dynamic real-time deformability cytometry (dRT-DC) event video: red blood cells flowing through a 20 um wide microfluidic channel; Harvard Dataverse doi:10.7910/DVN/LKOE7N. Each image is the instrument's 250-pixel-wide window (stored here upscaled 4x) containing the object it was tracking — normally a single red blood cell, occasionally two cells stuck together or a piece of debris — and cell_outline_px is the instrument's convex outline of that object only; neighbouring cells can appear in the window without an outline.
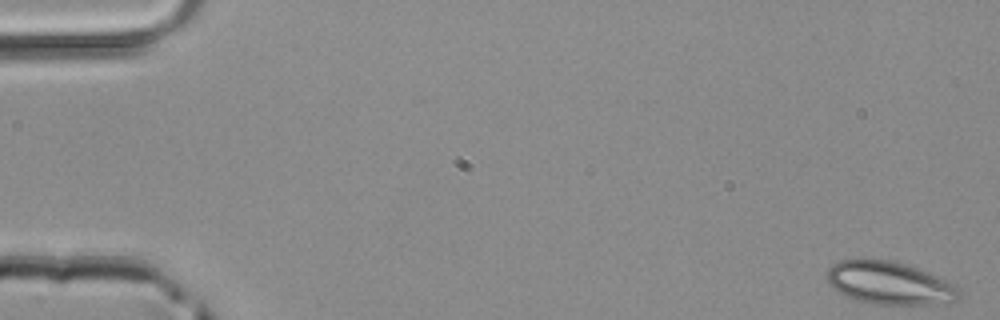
{"species": "common noctule bat (a hibernating species)", "species_latin": "Nyctalus noctula", "temperature_condition": "room temperature", "stored_images_in_passage": 48, "camera_frame_rate_fps": 3000, "um_per_image_px": 0.085, "animal": {"sex": "male", "body_mass_g": 20.4}, "frame": {"image": 1, "passage_image": 1, "time_ms": 0.0, "image_size_px": [1000, 320], "cell_outline_px": [[960, 296], [956, 300], [948, 304], [876, 304], [856, 300], [832, 288], [828, 284], [828, 268], [832, 264], [840, 260], [860, 256], [864, 256], [888, 260], [908, 264], [940, 276], [956, 284], [960, 288]], "centroid_in_image_um": [75.63, 24.02], "position_along_channel_um": 9.4, "area_um2": 33.93}}
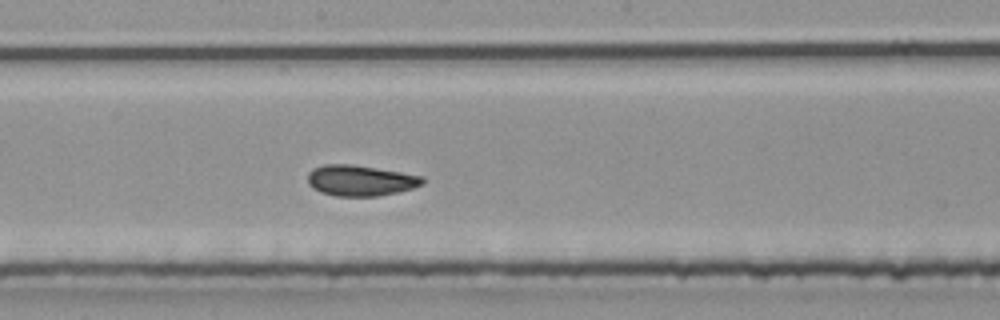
{"frame": {"image": 2, "passage_image": 26, "time_ms": 8.333, "image_size_px": [1000, 320], "cell_outline_px": [[424, 184], [412, 188], [396, 192], [376, 196], [336, 196], [320, 192], [312, 188], [308, 184], [308, 172], [312, 168], [324, 164], [352, 164], [424, 176]], "centroid_in_image_um": [30.6, 15.34], "position_along_channel_um": 217.6, "area_um2": 20.63}}
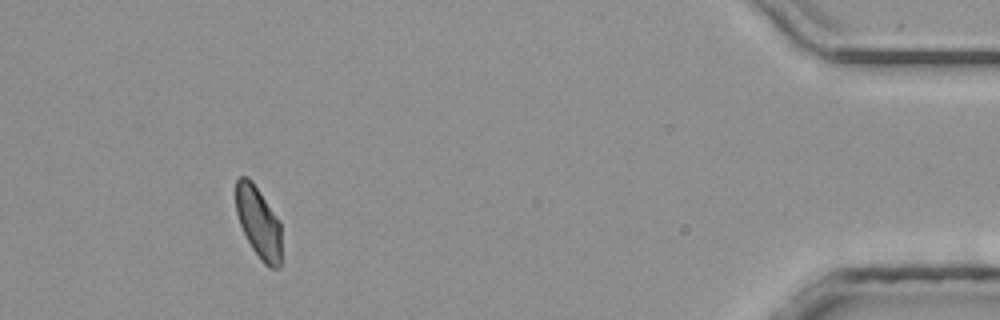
{"frame": {"image": 3, "passage_image": 44, "time_ms": 14.333, "image_size_px": [1000, 320], "cell_outline_px": [[280, 268], [268, 268], [260, 260], [252, 248], [240, 224], [236, 212], [236, 180], [240, 176], [248, 176], [252, 180], [280, 220]], "centroid_in_image_um": [21.97, 18.89], "position_along_channel_um": 413.2, "area_um2": 19.02}}